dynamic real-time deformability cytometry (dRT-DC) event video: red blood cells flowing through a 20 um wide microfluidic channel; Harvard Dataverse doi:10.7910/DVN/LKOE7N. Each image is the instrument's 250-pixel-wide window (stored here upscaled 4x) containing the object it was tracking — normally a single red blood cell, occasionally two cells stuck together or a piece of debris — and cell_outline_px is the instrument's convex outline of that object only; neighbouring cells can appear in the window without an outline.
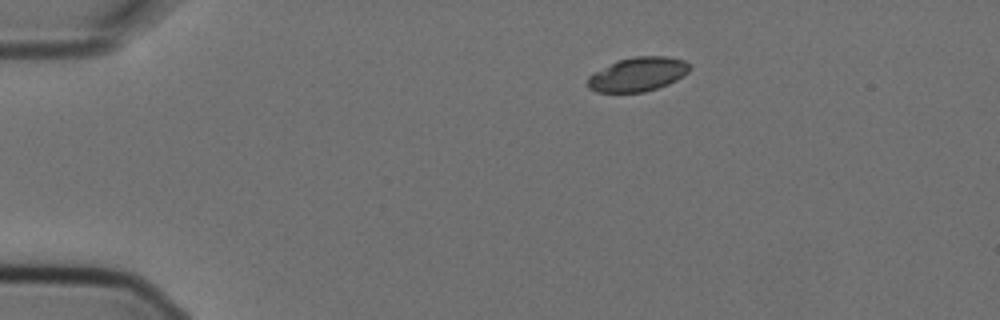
{"species": "Egyptian fruit bat (a non-hibernating species)", "species_latin": "Rousettus aegyptiacus", "temperature_condition": "cold", "stored_images_in_passage": 2, "camera_frame_rate_fps": 3000, "um_per_image_px": 0.085, "animal": {"sex": "female"}, "frame": {"image": 1, "passage_image": 1, "time_ms": 0.0, "image_size_px": [1000, 320], "cell_outline_px": [[692, 68], [688, 72], [676, 80], [668, 84], [644, 92], [596, 92], [588, 88], [588, 76], [592, 72], [616, 60], [632, 56], [668, 56], [684, 60]], "centroid_in_image_um": [54.18, 6.3], "position_along_channel_um": 30.8, "area_um2": 20.46}}